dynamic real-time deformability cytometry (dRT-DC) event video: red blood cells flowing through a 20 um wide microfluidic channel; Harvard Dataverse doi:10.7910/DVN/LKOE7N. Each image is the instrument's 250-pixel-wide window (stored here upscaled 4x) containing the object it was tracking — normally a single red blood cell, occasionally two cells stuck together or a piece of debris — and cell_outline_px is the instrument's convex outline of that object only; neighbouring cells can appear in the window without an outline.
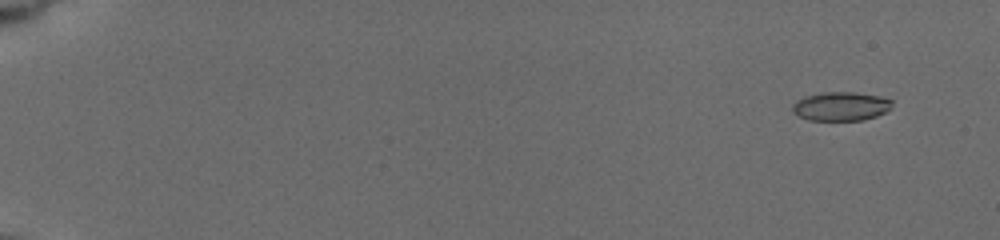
{"species": "common noctule bat (a hibernating species)", "species_latin": "Nyctalus noctula", "temperature_condition": "cold", "stored_images_in_passage": 8, "camera_frame_rate_fps": 3000, "um_per_image_px": 0.085, "animal": {"sex": "female", "body_mass_g": 19.5, "forearm_length_mm": 54.1}, "frame": {"image": 1, "passage_image": 2, "time_ms": 1.0, "image_size_px": [1000, 240], "cell_outline_px": [[892, 104], [884, 112], [876, 116], [864, 120], [808, 120], [792, 112], [792, 104], [796, 100], [804, 96], [820, 92], [856, 92], [880, 96], [892, 100]], "centroid_in_image_um": [71.43, 9.02], "position_along_channel_um": 13.6, "area_um2": 16.82}}